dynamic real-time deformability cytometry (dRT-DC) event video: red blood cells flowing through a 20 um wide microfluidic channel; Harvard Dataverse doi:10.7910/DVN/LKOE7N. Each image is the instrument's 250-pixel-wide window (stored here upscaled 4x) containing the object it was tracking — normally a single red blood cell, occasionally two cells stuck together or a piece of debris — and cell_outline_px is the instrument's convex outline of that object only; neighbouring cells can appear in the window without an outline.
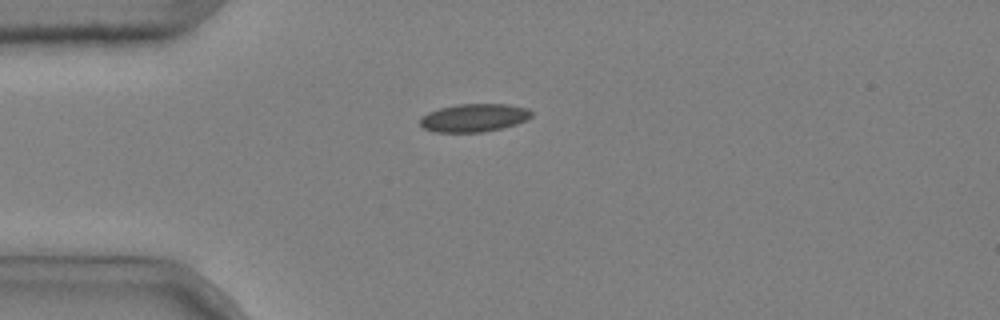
{"species": "common noctule bat (a hibernating species)", "species_latin": "Nyctalus noctula", "temperature_condition": "cold", "stored_images_in_passage": 3, "camera_frame_rate_fps": 3000, "um_per_image_px": 0.085, "animal": {"sex": "male", "body_mass_g": 20.4}, "frame": {"image": 1, "passage_image": 3, "time_ms": 0.667, "image_size_px": [1000, 320], "cell_outline_px": [[532, 116], [516, 124], [500, 128], [480, 132], [432, 132], [424, 128], [420, 124], [420, 116], [428, 112], [440, 108], [456, 104], [508, 104], [528, 108], [532, 112]], "centroid_in_image_um": [40.26, 10.0], "position_along_channel_um": 44.7, "area_um2": 18.21}}